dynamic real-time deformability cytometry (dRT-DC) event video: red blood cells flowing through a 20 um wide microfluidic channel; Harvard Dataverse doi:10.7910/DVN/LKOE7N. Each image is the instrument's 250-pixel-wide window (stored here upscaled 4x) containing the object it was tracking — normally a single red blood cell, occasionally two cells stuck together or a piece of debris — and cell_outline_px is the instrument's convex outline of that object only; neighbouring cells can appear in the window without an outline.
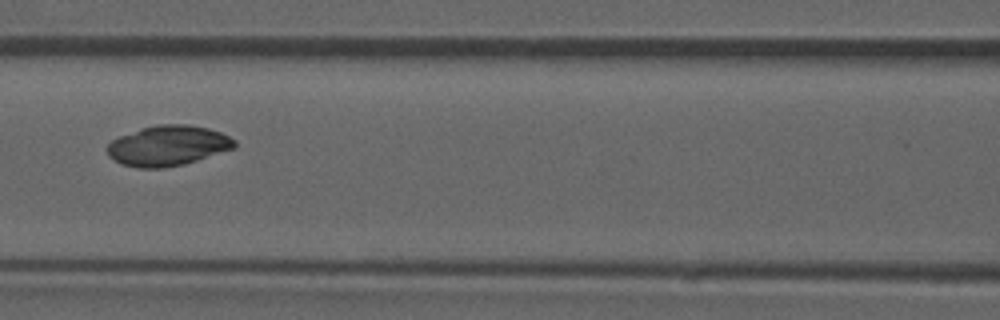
{"species": "common noctule bat (a hibernating species)", "species_latin": "Nyctalus noctula", "temperature_condition": "room temperature", "stored_images_in_passage": 52, "camera_frame_rate_fps": 3000, "um_per_image_px": 0.085, "animal": {"sex": "male", "forearm_length_mm": 52.5}, "frame": {"image": 1, "passage_image": 23, "time_ms": 7.333, "image_size_px": [1000, 320], "cell_outline_px": [[236, 144], [232, 148], [184, 164], [164, 168], [136, 168], [112, 160], [108, 156], [108, 144], [112, 140], [120, 136], [140, 128], [156, 124], [188, 124], [208, 128], [220, 132], [236, 140]], "centroid_in_image_um": [14.24, 12.37], "position_along_channel_um": 152.4, "area_um2": 29.71}, "authors_computed_cell_mechanics": {"area_um2": 29.9404, "velocity_mm_per_s": 3.9183, "shape_relaxation_time_tau1_ms": 1.6037, "shape_relaxation_time_tau2_ms": null, "deformation_change_tau1": null, "deformation_change_tau2": null}}